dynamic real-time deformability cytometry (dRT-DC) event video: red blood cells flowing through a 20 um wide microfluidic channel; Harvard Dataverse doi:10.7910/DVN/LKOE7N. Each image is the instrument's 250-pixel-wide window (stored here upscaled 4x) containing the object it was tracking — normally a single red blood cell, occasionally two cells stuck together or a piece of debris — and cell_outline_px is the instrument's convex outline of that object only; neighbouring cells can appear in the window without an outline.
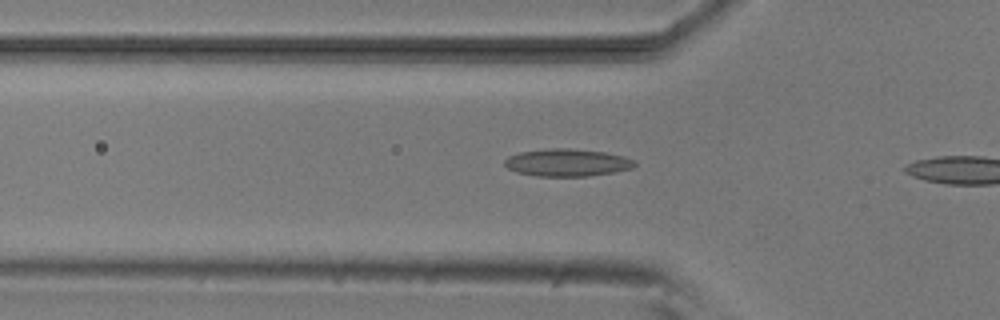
{"species": "common noctule bat (a hibernating species)", "species_latin": "Nyctalus noctula", "temperature_condition": "room temperature", "stored_images_in_passage": 16, "camera_frame_rate_fps": 3000, "um_per_image_px": 0.085, "animal": {"sex": "male", "body_mass_g": 20.5, "forearm_length_mm": 52.5}, "frame": {"image": 1, "passage_image": 7, "time_ms": 2.0, "image_size_px": [1000, 320], "cell_outline_px": [[636, 164], [632, 168], [612, 172], [588, 176], [536, 176], [516, 172], [508, 168], [504, 164], [504, 160], [508, 156], [520, 152], [544, 148], [572, 148], [604, 152], [624, 156], [636, 160]], "centroid_in_image_um": [48.19, 13.81], "position_along_channel_um": 77.6, "area_um2": 20.92}}
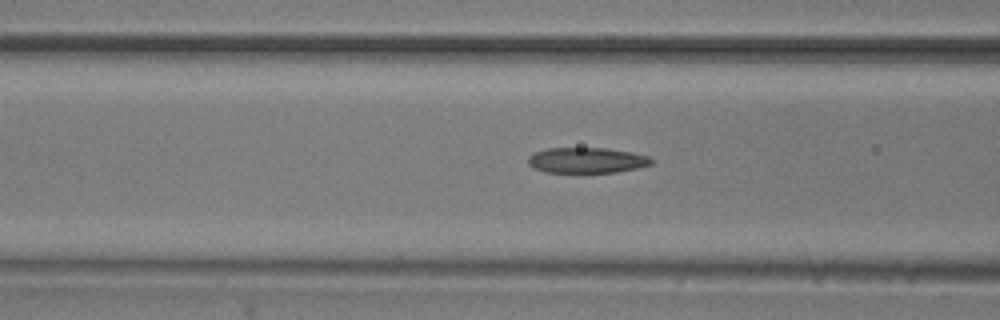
{"frame": {"image": 2, "passage_image": 10, "time_ms": 3.0, "image_size_px": [1000, 320], "cell_outline_px": [[656, 160], [652, 164], [636, 168], [616, 172], [544, 172], [528, 164], [528, 156], [536, 152], [548, 148], [604, 148], [632, 152], [648, 156]], "centroid_in_image_um": [49.9, 13.62], "position_along_channel_um": 116.7, "area_um2": 18.26}}
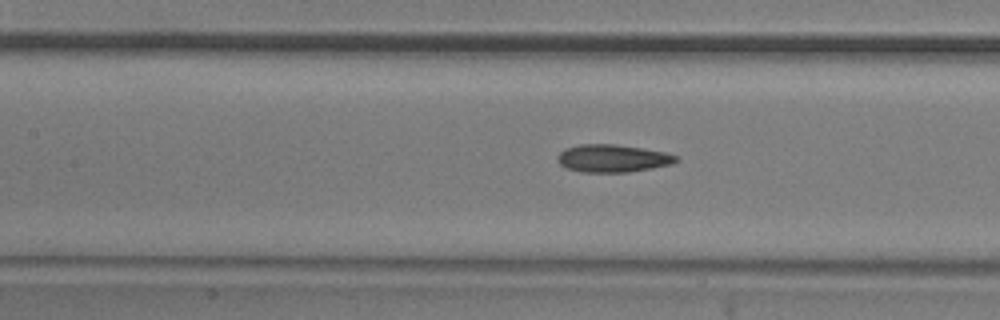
{"frame": {"image": 3, "passage_image": 13, "time_ms": 4.0, "image_size_px": [1000, 320], "cell_outline_px": [[680, 160], [672, 164], [652, 168], [628, 172], [580, 172], [568, 168], [560, 164], [556, 156], [564, 148], [580, 144], [616, 144], [664, 152], [676, 156]], "centroid_in_image_um": [52.05, 13.46], "position_along_channel_um": 155.3, "area_um2": 19.07}}